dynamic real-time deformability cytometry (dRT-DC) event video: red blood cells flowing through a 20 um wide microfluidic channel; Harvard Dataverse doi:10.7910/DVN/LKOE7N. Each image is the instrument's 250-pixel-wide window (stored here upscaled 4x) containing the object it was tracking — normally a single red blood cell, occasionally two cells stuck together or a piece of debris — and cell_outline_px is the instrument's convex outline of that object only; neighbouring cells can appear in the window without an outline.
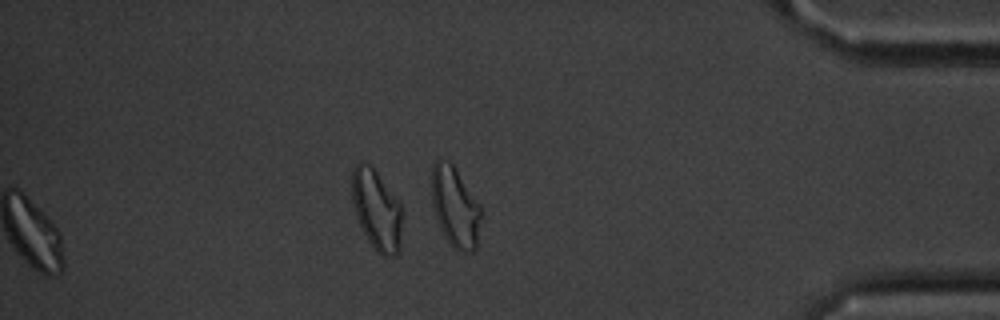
{"species": "common noctule bat (a hibernating species)", "species_latin": "Nyctalus noctula", "temperature_condition": "cold", "stored_images_in_passage": 46, "segment_of_instrument_passage": [2, 2], "camera_frame_rate_fps": 3000, "um_per_image_px": 0.085, "animal": {"sex": "male", "body_mass_g": 20.1, "forearm_length_mm": 53.5}, "frame": {"image": 1, "passage_image": 46, "time_ms": 15.0, "image_size_px": [1000, 320], "cell_outline_px": [[400, 252], [396, 256], [384, 256], [376, 252], [368, 240], [360, 224], [352, 200], [352, 168], [360, 160], [372, 164], [400, 204]], "centroid_in_image_um": [31.99, 17.8], "position_along_channel_um": 403.2, "area_um2": 23.35}}